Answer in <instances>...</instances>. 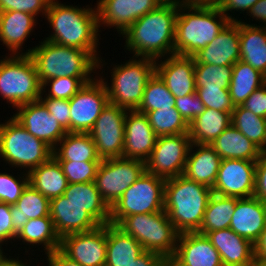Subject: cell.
Here are the masks:
<instances>
[{"label": "cell", "mask_w": 266, "mask_h": 266, "mask_svg": "<svg viewBox=\"0 0 266 266\" xmlns=\"http://www.w3.org/2000/svg\"><path fill=\"white\" fill-rule=\"evenodd\" d=\"M179 10L176 2L160 4L136 20L124 33L127 49L135 58L157 60L174 54L175 21Z\"/></svg>", "instance_id": "cell-1"}, {"label": "cell", "mask_w": 266, "mask_h": 266, "mask_svg": "<svg viewBox=\"0 0 266 266\" xmlns=\"http://www.w3.org/2000/svg\"><path fill=\"white\" fill-rule=\"evenodd\" d=\"M213 190L184 175L166 179L164 211L179 233L197 232Z\"/></svg>", "instance_id": "cell-2"}, {"label": "cell", "mask_w": 266, "mask_h": 266, "mask_svg": "<svg viewBox=\"0 0 266 266\" xmlns=\"http://www.w3.org/2000/svg\"><path fill=\"white\" fill-rule=\"evenodd\" d=\"M21 55L31 57L41 84L59 77L92 78L90 75L94 69L101 67L97 51H85L47 40Z\"/></svg>", "instance_id": "cell-3"}, {"label": "cell", "mask_w": 266, "mask_h": 266, "mask_svg": "<svg viewBox=\"0 0 266 266\" xmlns=\"http://www.w3.org/2000/svg\"><path fill=\"white\" fill-rule=\"evenodd\" d=\"M45 17L54 31L45 40L85 51L97 50L99 27L96 9L75 8L51 0Z\"/></svg>", "instance_id": "cell-4"}, {"label": "cell", "mask_w": 266, "mask_h": 266, "mask_svg": "<svg viewBox=\"0 0 266 266\" xmlns=\"http://www.w3.org/2000/svg\"><path fill=\"white\" fill-rule=\"evenodd\" d=\"M180 10L189 12L181 13ZM229 22L218 7L179 6L175 21L174 54L193 56L211 43Z\"/></svg>", "instance_id": "cell-5"}, {"label": "cell", "mask_w": 266, "mask_h": 266, "mask_svg": "<svg viewBox=\"0 0 266 266\" xmlns=\"http://www.w3.org/2000/svg\"><path fill=\"white\" fill-rule=\"evenodd\" d=\"M116 226L135 238L144 250L161 254L167 260L173 256L180 234L164 210L129 215L122 218Z\"/></svg>", "instance_id": "cell-6"}, {"label": "cell", "mask_w": 266, "mask_h": 266, "mask_svg": "<svg viewBox=\"0 0 266 266\" xmlns=\"http://www.w3.org/2000/svg\"><path fill=\"white\" fill-rule=\"evenodd\" d=\"M52 155L49 145L30 134L13 117L0 124V156L12 167H25L29 169L26 172H30Z\"/></svg>", "instance_id": "cell-7"}, {"label": "cell", "mask_w": 266, "mask_h": 266, "mask_svg": "<svg viewBox=\"0 0 266 266\" xmlns=\"http://www.w3.org/2000/svg\"><path fill=\"white\" fill-rule=\"evenodd\" d=\"M10 57V58H9ZM0 60V94L18 107L40 99L42 84L29 55L9 56Z\"/></svg>", "instance_id": "cell-8"}, {"label": "cell", "mask_w": 266, "mask_h": 266, "mask_svg": "<svg viewBox=\"0 0 266 266\" xmlns=\"http://www.w3.org/2000/svg\"><path fill=\"white\" fill-rule=\"evenodd\" d=\"M155 62L152 58L141 57L139 60L133 58L123 66H115L111 72V86L104 81L109 103L127 110H136L141 103L146 83L155 72Z\"/></svg>", "instance_id": "cell-9"}, {"label": "cell", "mask_w": 266, "mask_h": 266, "mask_svg": "<svg viewBox=\"0 0 266 266\" xmlns=\"http://www.w3.org/2000/svg\"><path fill=\"white\" fill-rule=\"evenodd\" d=\"M165 182L145 170L110 208V223L116 225L129 215L163 211Z\"/></svg>", "instance_id": "cell-10"}, {"label": "cell", "mask_w": 266, "mask_h": 266, "mask_svg": "<svg viewBox=\"0 0 266 266\" xmlns=\"http://www.w3.org/2000/svg\"><path fill=\"white\" fill-rule=\"evenodd\" d=\"M145 170V162L141 160L123 157L104 159L98 166L94 183L111 208Z\"/></svg>", "instance_id": "cell-11"}, {"label": "cell", "mask_w": 266, "mask_h": 266, "mask_svg": "<svg viewBox=\"0 0 266 266\" xmlns=\"http://www.w3.org/2000/svg\"><path fill=\"white\" fill-rule=\"evenodd\" d=\"M190 145L189 133L157 137L146 171L164 179L183 175Z\"/></svg>", "instance_id": "cell-12"}, {"label": "cell", "mask_w": 266, "mask_h": 266, "mask_svg": "<svg viewBox=\"0 0 266 266\" xmlns=\"http://www.w3.org/2000/svg\"><path fill=\"white\" fill-rule=\"evenodd\" d=\"M108 103V92L102 77L86 83L69 99L70 133H89Z\"/></svg>", "instance_id": "cell-13"}, {"label": "cell", "mask_w": 266, "mask_h": 266, "mask_svg": "<svg viewBox=\"0 0 266 266\" xmlns=\"http://www.w3.org/2000/svg\"><path fill=\"white\" fill-rule=\"evenodd\" d=\"M127 111L108 103L89 132L101 160L123 157Z\"/></svg>", "instance_id": "cell-14"}, {"label": "cell", "mask_w": 266, "mask_h": 266, "mask_svg": "<svg viewBox=\"0 0 266 266\" xmlns=\"http://www.w3.org/2000/svg\"><path fill=\"white\" fill-rule=\"evenodd\" d=\"M107 224L61 238L59 250L82 266L106 264Z\"/></svg>", "instance_id": "cell-15"}, {"label": "cell", "mask_w": 266, "mask_h": 266, "mask_svg": "<svg viewBox=\"0 0 266 266\" xmlns=\"http://www.w3.org/2000/svg\"><path fill=\"white\" fill-rule=\"evenodd\" d=\"M256 161L222 159L213 193L236 198L254 196Z\"/></svg>", "instance_id": "cell-16"}, {"label": "cell", "mask_w": 266, "mask_h": 266, "mask_svg": "<svg viewBox=\"0 0 266 266\" xmlns=\"http://www.w3.org/2000/svg\"><path fill=\"white\" fill-rule=\"evenodd\" d=\"M13 118L30 134L54 149L68 133L40 101L20 105Z\"/></svg>", "instance_id": "cell-17"}, {"label": "cell", "mask_w": 266, "mask_h": 266, "mask_svg": "<svg viewBox=\"0 0 266 266\" xmlns=\"http://www.w3.org/2000/svg\"><path fill=\"white\" fill-rule=\"evenodd\" d=\"M169 266H223L220 254L206 235L180 233Z\"/></svg>", "instance_id": "cell-18"}, {"label": "cell", "mask_w": 266, "mask_h": 266, "mask_svg": "<svg viewBox=\"0 0 266 266\" xmlns=\"http://www.w3.org/2000/svg\"><path fill=\"white\" fill-rule=\"evenodd\" d=\"M160 4L158 0H99L96 8L98 27L102 22L115 26L123 34L136 20Z\"/></svg>", "instance_id": "cell-19"}, {"label": "cell", "mask_w": 266, "mask_h": 266, "mask_svg": "<svg viewBox=\"0 0 266 266\" xmlns=\"http://www.w3.org/2000/svg\"><path fill=\"white\" fill-rule=\"evenodd\" d=\"M125 117L123 158L146 162L155 146L157 135L146 114L128 110Z\"/></svg>", "instance_id": "cell-20"}, {"label": "cell", "mask_w": 266, "mask_h": 266, "mask_svg": "<svg viewBox=\"0 0 266 266\" xmlns=\"http://www.w3.org/2000/svg\"><path fill=\"white\" fill-rule=\"evenodd\" d=\"M195 64L233 66L240 60L239 21L229 22L216 38L193 55Z\"/></svg>", "instance_id": "cell-21"}, {"label": "cell", "mask_w": 266, "mask_h": 266, "mask_svg": "<svg viewBox=\"0 0 266 266\" xmlns=\"http://www.w3.org/2000/svg\"><path fill=\"white\" fill-rule=\"evenodd\" d=\"M155 72L176 97L195 93V60L193 56L172 54L162 63L155 62Z\"/></svg>", "instance_id": "cell-22"}, {"label": "cell", "mask_w": 266, "mask_h": 266, "mask_svg": "<svg viewBox=\"0 0 266 266\" xmlns=\"http://www.w3.org/2000/svg\"><path fill=\"white\" fill-rule=\"evenodd\" d=\"M50 217L60 238L90 231L100 225L82 207L68 201L64 195L50 200Z\"/></svg>", "instance_id": "cell-23"}, {"label": "cell", "mask_w": 266, "mask_h": 266, "mask_svg": "<svg viewBox=\"0 0 266 266\" xmlns=\"http://www.w3.org/2000/svg\"><path fill=\"white\" fill-rule=\"evenodd\" d=\"M266 225V204L256 197L239 198L229 228L255 243Z\"/></svg>", "instance_id": "cell-24"}, {"label": "cell", "mask_w": 266, "mask_h": 266, "mask_svg": "<svg viewBox=\"0 0 266 266\" xmlns=\"http://www.w3.org/2000/svg\"><path fill=\"white\" fill-rule=\"evenodd\" d=\"M220 254L223 266H250L254 261V246L232 229L211 231L206 234Z\"/></svg>", "instance_id": "cell-25"}, {"label": "cell", "mask_w": 266, "mask_h": 266, "mask_svg": "<svg viewBox=\"0 0 266 266\" xmlns=\"http://www.w3.org/2000/svg\"><path fill=\"white\" fill-rule=\"evenodd\" d=\"M194 146L198 147L196 152L193 150ZM221 160V157L210 144L191 143L183 175L189 180L212 189L217 179Z\"/></svg>", "instance_id": "cell-26"}, {"label": "cell", "mask_w": 266, "mask_h": 266, "mask_svg": "<svg viewBox=\"0 0 266 266\" xmlns=\"http://www.w3.org/2000/svg\"><path fill=\"white\" fill-rule=\"evenodd\" d=\"M240 60L266 76V26L239 21Z\"/></svg>", "instance_id": "cell-27"}, {"label": "cell", "mask_w": 266, "mask_h": 266, "mask_svg": "<svg viewBox=\"0 0 266 266\" xmlns=\"http://www.w3.org/2000/svg\"><path fill=\"white\" fill-rule=\"evenodd\" d=\"M221 159H243L257 161L262 150L244 136L232 124L211 144Z\"/></svg>", "instance_id": "cell-28"}, {"label": "cell", "mask_w": 266, "mask_h": 266, "mask_svg": "<svg viewBox=\"0 0 266 266\" xmlns=\"http://www.w3.org/2000/svg\"><path fill=\"white\" fill-rule=\"evenodd\" d=\"M63 195L68 201L82 207L100 225L110 223V207L103 200L94 181L68 184Z\"/></svg>", "instance_id": "cell-29"}, {"label": "cell", "mask_w": 266, "mask_h": 266, "mask_svg": "<svg viewBox=\"0 0 266 266\" xmlns=\"http://www.w3.org/2000/svg\"><path fill=\"white\" fill-rule=\"evenodd\" d=\"M143 251V247L135 238L124 233L116 225L107 224L106 265L131 266Z\"/></svg>", "instance_id": "cell-30"}, {"label": "cell", "mask_w": 266, "mask_h": 266, "mask_svg": "<svg viewBox=\"0 0 266 266\" xmlns=\"http://www.w3.org/2000/svg\"><path fill=\"white\" fill-rule=\"evenodd\" d=\"M29 174V184L49 200L64 194L68 181L60 163L52 155L45 163L33 168Z\"/></svg>", "instance_id": "cell-31"}, {"label": "cell", "mask_w": 266, "mask_h": 266, "mask_svg": "<svg viewBox=\"0 0 266 266\" xmlns=\"http://www.w3.org/2000/svg\"><path fill=\"white\" fill-rule=\"evenodd\" d=\"M35 16L20 11L0 12V41L17 55L35 26Z\"/></svg>", "instance_id": "cell-32"}, {"label": "cell", "mask_w": 266, "mask_h": 266, "mask_svg": "<svg viewBox=\"0 0 266 266\" xmlns=\"http://www.w3.org/2000/svg\"><path fill=\"white\" fill-rule=\"evenodd\" d=\"M13 229L18 233L29 219L50 216V200L28 184L20 198L11 205Z\"/></svg>", "instance_id": "cell-33"}, {"label": "cell", "mask_w": 266, "mask_h": 266, "mask_svg": "<svg viewBox=\"0 0 266 266\" xmlns=\"http://www.w3.org/2000/svg\"><path fill=\"white\" fill-rule=\"evenodd\" d=\"M231 122L230 112L205 108V111L189 124L191 143L211 144Z\"/></svg>", "instance_id": "cell-34"}, {"label": "cell", "mask_w": 266, "mask_h": 266, "mask_svg": "<svg viewBox=\"0 0 266 266\" xmlns=\"http://www.w3.org/2000/svg\"><path fill=\"white\" fill-rule=\"evenodd\" d=\"M53 149V156L58 161H102L96 151V145L89 133L68 132Z\"/></svg>", "instance_id": "cell-35"}, {"label": "cell", "mask_w": 266, "mask_h": 266, "mask_svg": "<svg viewBox=\"0 0 266 266\" xmlns=\"http://www.w3.org/2000/svg\"><path fill=\"white\" fill-rule=\"evenodd\" d=\"M266 83V76L254 69L250 64L239 60L233 65L229 94L235 106L244 101Z\"/></svg>", "instance_id": "cell-36"}, {"label": "cell", "mask_w": 266, "mask_h": 266, "mask_svg": "<svg viewBox=\"0 0 266 266\" xmlns=\"http://www.w3.org/2000/svg\"><path fill=\"white\" fill-rule=\"evenodd\" d=\"M239 198L212 194L206 207L199 234L229 228Z\"/></svg>", "instance_id": "cell-37"}, {"label": "cell", "mask_w": 266, "mask_h": 266, "mask_svg": "<svg viewBox=\"0 0 266 266\" xmlns=\"http://www.w3.org/2000/svg\"><path fill=\"white\" fill-rule=\"evenodd\" d=\"M16 238L27 244H43L47 255L59 249L61 240L50 216L29 219Z\"/></svg>", "instance_id": "cell-38"}, {"label": "cell", "mask_w": 266, "mask_h": 266, "mask_svg": "<svg viewBox=\"0 0 266 266\" xmlns=\"http://www.w3.org/2000/svg\"><path fill=\"white\" fill-rule=\"evenodd\" d=\"M231 116V124L265 152L266 118L254 114L241 105L235 106Z\"/></svg>", "instance_id": "cell-39"}, {"label": "cell", "mask_w": 266, "mask_h": 266, "mask_svg": "<svg viewBox=\"0 0 266 266\" xmlns=\"http://www.w3.org/2000/svg\"><path fill=\"white\" fill-rule=\"evenodd\" d=\"M173 107L175 97L160 76L154 72L146 83L141 103L136 111L147 114L149 111Z\"/></svg>", "instance_id": "cell-40"}, {"label": "cell", "mask_w": 266, "mask_h": 266, "mask_svg": "<svg viewBox=\"0 0 266 266\" xmlns=\"http://www.w3.org/2000/svg\"><path fill=\"white\" fill-rule=\"evenodd\" d=\"M146 115L157 137L189 133V125L175 107L149 111Z\"/></svg>", "instance_id": "cell-41"}, {"label": "cell", "mask_w": 266, "mask_h": 266, "mask_svg": "<svg viewBox=\"0 0 266 266\" xmlns=\"http://www.w3.org/2000/svg\"><path fill=\"white\" fill-rule=\"evenodd\" d=\"M233 66L195 64L196 88H229Z\"/></svg>", "instance_id": "cell-42"}, {"label": "cell", "mask_w": 266, "mask_h": 266, "mask_svg": "<svg viewBox=\"0 0 266 266\" xmlns=\"http://www.w3.org/2000/svg\"><path fill=\"white\" fill-rule=\"evenodd\" d=\"M93 78H74V77H59L52 78L42 83V92L44 87L49 84L50 89L45 98L54 99H71L86 83L92 81Z\"/></svg>", "instance_id": "cell-43"}, {"label": "cell", "mask_w": 266, "mask_h": 266, "mask_svg": "<svg viewBox=\"0 0 266 266\" xmlns=\"http://www.w3.org/2000/svg\"><path fill=\"white\" fill-rule=\"evenodd\" d=\"M61 165L68 184L90 183L95 180L98 166L101 161H58Z\"/></svg>", "instance_id": "cell-44"}, {"label": "cell", "mask_w": 266, "mask_h": 266, "mask_svg": "<svg viewBox=\"0 0 266 266\" xmlns=\"http://www.w3.org/2000/svg\"><path fill=\"white\" fill-rule=\"evenodd\" d=\"M196 94L205 108L230 112L235 109L229 94V88H196Z\"/></svg>", "instance_id": "cell-45"}, {"label": "cell", "mask_w": 266, "mask_h": 266, "mask_svg": "<svg viewBox=\"0 0 266 266\" xmlns=\"http://www.w3.org/2000/svg\"><path fill=\"white\" fill-rule=\"evenodd\" d=\"M21 181L8 173H0V202L14 205L29 184V174H23Z\"/></svg>", "instance_id": "cell-46"}, {"label": "cell", "mask_w": 266, "mask_h": 266, "mask_svg": "<svg viewBox=\"0 0 266 266\" xmlns=\"http://www.w3.org/2000/svg\"><path fill=\"white\" fill-rule=\"evenodd\" d=\"M51 0H0V12L20 11L36 16L40 12L46 15Z\"/></svg>", "instance_id": "cell-47"}, {"label": "cell", "mask_w": 266, "mask_h": 266, "mask_svg": "<svg viewBox=\"0 0 266 266\" xmlns=\"http://www.w3.org/2000/svg\"><path fill=\"white\" fill-rule=\"evenodd\" d=\"M175 108L188 125L205 111V106L196 92L184 97H176Z\"/></svg>", "instance_id": "cell-48"}, {"label": "cell", "mask_w": 266, "mask_h": 266, "mask_svg": "<svg viewBox=\"0 0 266 266\" xmlns=\"http://www.w3.org/2000/svg\"><path fill=\"white\" fill-rule=\"evenodd\" d=\"M48 112L54 116L59 124L67 131L70 132V106L69 100L54 99V98H42L39 99Z\"/></svg>", "instance_id": "cell-49"}, {"label": "cell", "mask_w": 266, "mask_h": 266, "mask_svg": "<svg viewBox=\"0 0 266 266\" xmlns=\"http://www.w3.org/2000/svg\"><path fill=\"white\" fill-rule=\"evenodd\" d=\"M241 106L258 116L266 118V83L255 90Z\"/></svg>", "instance_id": "cell-50"}, {"label": "cell", "mask_w": 266, "mask_h": 266, "mask_svg": "<svg viewBox=\"0 0 266 266\" xmlns=\"http://www.w3.org/2000/svg\"><path fill=\"white\" fill-rule=\"evenodd\" d=\"M254 197L266 204V152L256 161Z\"/></svg>", "instance_id": "cell-51"}, {"label": "cell", "mask_w": 266, "mask_h": 266, "mask_svg": "<svg viewBox=\"0 0 266 266\" xmlns=\"http://www.w3.org/2000/svg\"><path fill=\"white\" fill-rule=\"evenodd\" d=\"M17 232L13 229L11 205L0 202V242L16 238Z\"/></svg>", "instance_id": "cell-52"}, {"label": "cell", "mask_w": 266, "mask_h": 266, "mask_svg": "<svg viewBox=\"0 0 266 266\" xmlns=\"http://www.w3.org/2000/svg\"><path fill=\"white\" fill-rule=\"evenodd\" d=\"M258 0H221L219 9L223 15L227 17L230 22H236V18H232L229 16L228 11L239 10V11H247L249 12L250 8L257 2ZM228 13V15L226 14Z\"/></svg>", "instance_id": "cell-53"}, {"label": "cell", "mask_w": 266, "mask_h": 266, "mask_svg": "<svg viewBox=\"0 0 266 266\" xmlns=\"http://www.w3.org/2000/svg\"><path fill=\"white\" fill-rule=\"evenodd\" d=\"M131 266H169L168 260L161 254L144 250Z\"/></svg>", "instance_id": "cell-54"}, {"label": "cell", "mask_w": 266, "mask_h": 266, "mask_svg": "<svg viewBox=\"0 0 266 266\" xmlns=\"http://www.w3.org/2000/svg\"><path fill=\"white\" fill-rule=\"evenodd\" d=\"M48 266H82L80 263L65 256L59 249L47 255Z\"/></svg>", "instance_id": "cell-55"}, {"label": "cell", "mask_w": 266, "mask_h": 266, "mask_svg": "<svg viewBox=\"0 0 266 266\" xmlns=\"http://www.w3.org/2000/svg\"><path fill=\"white\" fill-rule=\"evenodd\" d=\"M253 246L255 261L266 264V225Z\"/></svg>", "instance_id": "cell-56"}, {"label": "cell", "mask_w": 266, "mask_h": 266, "mask_svg": "<svg viewBox=\"0 0 266 266\" xmlns=\"http://www.w3.org/2000/svg\"><path fill=\"white\" fill-rule=\"evenodd\" d=\"M179 6L189 8H211L219 7L221 0H176L175 1Z\"/></svg>", "instance_id": "cell-57"}, {"label": "cell", "mask_w": 266, "mask_h": 266, "mask_svg": "<svg viewBox=\"0 0 266 266\" xmlns=\"http://www.w3.org/2000/svg\"><path fill=\"white\" fill-rule=\"evenodd\" d=\"M250 15L266 24V0H258L249 10ZM266 26V25H265Z\"/></svg>", "instance_id": "cell-58"}, {"label": "cell", "mask_w": 266, "mask_h": 266, "mask_svg": "<svg viewBox=\"0 0 266 266\" xmlns=\"http://www.w3.org/2000/svg\"><path fill=\"white\" fill-rule=\"evenodd\" d=\"M2 242H0V245H1ZM1 246H0V266H9L14 260L13 258L12 259H9V258H6L5 255H3V250H1ZM5 256V257H4Z\"/></svg>", "instance_id": "cell-59"}, {"label": "cell", "mask_w": 266, "mask_h": 266, "mask_svg": "<svg viewBox=\"0 0 266 266\" xmlns=\"http://www.w3.org/2000/svg\"><path fill=\"white\" fill-rule=\"evenodd\" d=\"M9 266H26V264L22 263L21 260L14 259V261Z\"/></svg>", "instance_id": "cell-60"}, {"label": "cell", "mask_w": 266, "mask_h": 266, "mask_svg": "<svg viewBox=\"0 0 266 266\" xmlns=\"http://www.w3.org/2000/svg\"><path fill=\"white\" fill-rule=\"evenodd\" d=\"M250 266H266V264L254 261Z\"/></svg>", "instance_id": "cell-61"}, {"label": "cell", "mask_w": 266, "mask_h": 266, "mask_svg": "<svg viewBox=\"0 0 266 266\" xmlns=\"http://www.w3.org/2000/svg\"><path fill=\"white\" fill-rule=\"evenodd\" d=\"M161 4H167L171 2H175L176 0H158Z\"/></svg>", "instance_id": "cell-62"}]
</instances>
